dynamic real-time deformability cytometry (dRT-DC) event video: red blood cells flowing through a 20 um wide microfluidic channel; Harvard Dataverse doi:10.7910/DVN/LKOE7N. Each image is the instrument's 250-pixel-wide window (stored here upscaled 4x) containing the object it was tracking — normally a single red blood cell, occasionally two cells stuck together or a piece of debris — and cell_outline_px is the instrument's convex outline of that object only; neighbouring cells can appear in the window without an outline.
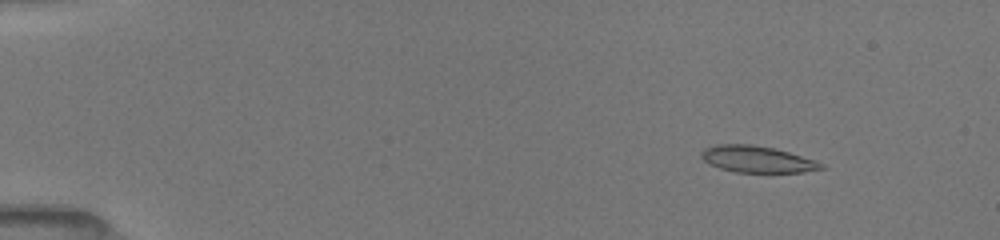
{"species": "common noctule bat (a hibernating species)", "species_latin": "Nyctalus noctula", "temperature_condition": "room temperature", "stored_images_in_passage": 62, "camera_frame_rate_fps": 3000, "um_per_image_px": 0.085, "animal": {"sex": "female", "body_mass_g": 19.5, "forearm_length_mm": 54.1}, "frame": {"image": 1, "passage_image": 9, "time_ms": 2.0, "image_size_px": [1000, 240], "cell_outline_px": [[824, 168], [804, 172], [736, 172], [720, 168], [708, 164], [700, 156], [700, 152], [704, 148], [716, 144], [752, 144], [772, 148], [788, 152], [824, 164]], "centroid_in_image_um": [64.28, 13.53], "position_along_channel_um": 20.7, "area_um2": 18.38}}
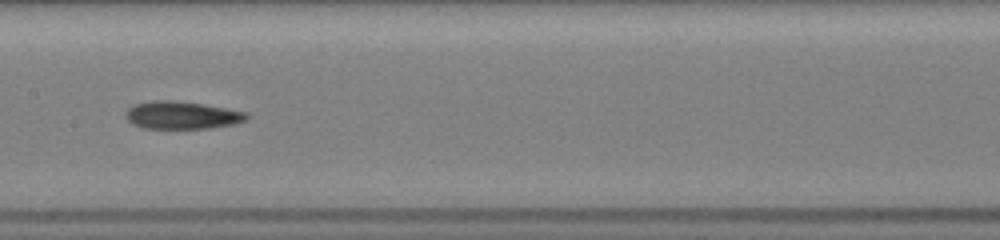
{"frame": {"image": 2, "passage_image": 30, "time_ms": 9.0, "image_size_px": [1000, 240], "cell_outline_px": [[248, 116], [244, 120], [232, 124], [212, 128], [144, 128], [132, 124], [124, 116], [128, 108], [136, 104], [152, 100], [172, 100], [204, 104], [248, 112]], "centroid_in_image_um": [15.44, 9.78], "position_along_channel_um": 192.0, "area_um2": 19.42}}
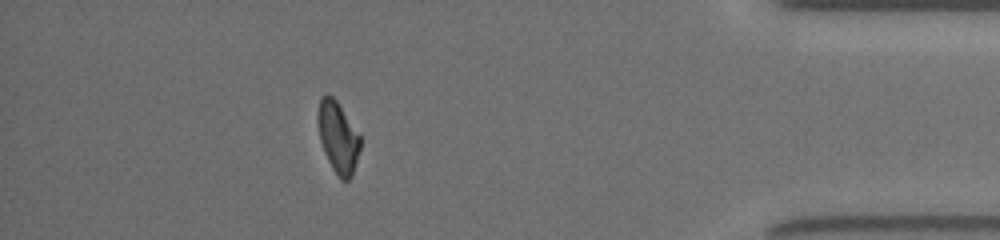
{"frame": {"image": 3, "passage_image": 55, "time_ms": 15.333, "image_size_px": [1000, 240], "cell_outline_px": [[360, 148], [352, 176], [348, 180], [340, 180], [332, 168], [324, 152], [320, 140], [316, 120], [320, 96], [328, 92], [336, 100], [360, 136]], "centroid_in_image_um": [28.69, 11.65], "position_along_channel_um": 406.5, "area_um2": 17.63}, "authors_computed_cell_mechanics": {"area_um2": 18.8428, "velocity_mm_per_s": 4.0121, "shape_relaxation_time_tau1_ms": 8.5822, "shape_relaxation_time_tau2_ms": 4.2161, "deformation_change_tau1": 0.2151, "deformation_change_tau2": 0.1046}}